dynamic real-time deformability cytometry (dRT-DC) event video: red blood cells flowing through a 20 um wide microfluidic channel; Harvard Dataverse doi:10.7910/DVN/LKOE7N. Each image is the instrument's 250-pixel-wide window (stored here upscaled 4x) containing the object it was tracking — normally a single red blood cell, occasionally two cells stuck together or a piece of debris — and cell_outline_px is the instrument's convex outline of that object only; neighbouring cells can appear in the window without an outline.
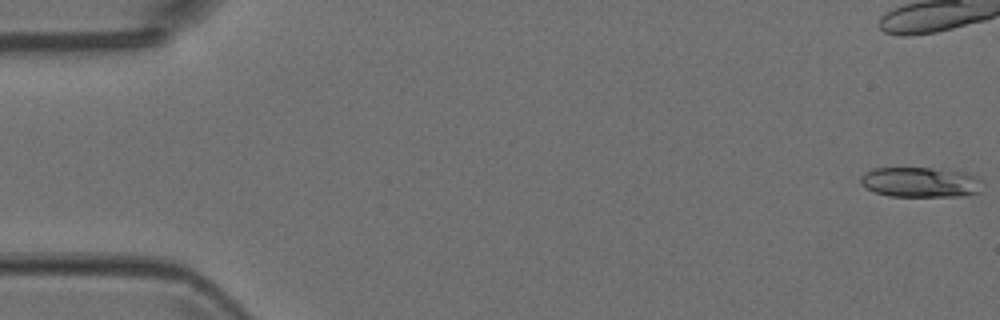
{"species": "Egyptian fruit bat (a non-hibernating species)", "species_latin": "Rousettus aegyptiacus", "temperature_condition": "room temperature", "stored_images_in_passage": 9, "camera_frame_rate_fps": 3000, "um_per_image_px": 0.085, "animal": {"sex": "female"}, "frame": {"image": 1, "passage_image": 1, "time_ms": 0.0, "image_size_px": [1000, 320], "cell_outline_px": [[984, 180], [980, 192], [960, 196], [888, 196], [864, 188], [860, 184], [860, 176], [872, 168], [932, 168], [968, 172], [980, 176]], "centroid_in_image_um": [78.28, 15.48], "position_along_channel_um": 6.7, "area_um2": 21.85}}